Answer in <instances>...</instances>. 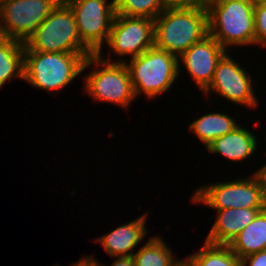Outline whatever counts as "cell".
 <instances>
[{
  "label": "cell",
  "mask_w": 266,
  "mask_h": 266,
  "mask_svg": "<svg viewBox=\"0 0 266 266\" xmlns=\"http://www.w3.org/2000/svg\"><path fill=\"white\" fill-rule=\"evenodd\" d=\"M71 266H99L98 259L95 257L94 254L91 256H82L77 262L71 264Z\"/></svg>",
  "instance_id": "d4e9b609"
},
{
  "label": "cell",
  "mask_w": 266,
  "mask_h": 266,
  "mask_svg": "<svg viewBox=\"0 0 266 266\" xmlns=\"http://www.w3.org/2000/svg\"><path fill=\"white\" fill-rule=\"evenodd\" d=\"M63 0H0L1 25L5 37L23 43Z\"/></svg>",
  "instance_id": "8fae6325"
},
{
  "label": "cell",
  "mask_w": 266,
  "mask_h": 266,
  "mask_svg": "<svg viewBox=\"0 0 266 266\" xmlns=\"http://www.w3.org/2000/svg\"><path fill=\"white\" fill-rule=\"evenodd\" d=\"M14 77L24 80V43L7 38L0 43V89Z\"/></svg>",
  "instance_id": "ac0fdd59"
},
{
  "label": "cell",
  "mask_w": 266,
  "mask_h": 266,
  "mask_svg": "<svg viewBox=\"0 0 266 266\" xmlns=\"http://www.w3.org/2000/svg\"><path fill=\"white\" fill-rule=\"evenodd\" d=\"M24 51L92 53L81 41L73 11L59 2L25 41Z\"/></svg>",
  "instance_id": "52a82bcc"
},
{
  "label": "cell",
  "mask_w": 266,
  "mask_h": 266,
  "mask_svg": "<svg viewBox=\"0 0 266 266\" xmlns=\"http://www.w3.org/2000/svg\"><path fill=\"white\" fill-rule=\"evenodd\" d=\"M127 58L135 97L154 99L167 93L179 78L178 57L155 46L138 57Z\"/></svg>",
  "instance_id": "5b68a950"
},
{
  "label": "cell",
  "mask_w": 266,
  "mask_h": 266,
  "mask_svg": "<svg viewBox=\"0 0 266 266\" xmlns=\"http://www.w3.org/2000/svg\"><path fill=\"white\" fill-rule=\"evenodd\" d=\"M254 132L242 127L241 123L232 132L215 139L205 150L226 158L230 162L239 163L250 159L260 144ZM258 141V142H257Z\"/></svg>",
  "instance_id": "5bb4252c"
},
{
  "label": "cell",
  "mask_w": 266,
  "mask_h": 266,
  "mask_svg": "<svg viewBox=\"0 0 266 266\" xmlns=\"http://www.w3.org/2000/svg\"><path fill=\"white\" fill-rule=\"evenodd\" d=\"M105 46H108L109 55L121 57L113 62L125 63L127 56L138 57L154 46V20L116 14Z\"/></svg>",
  "instance_id": "30bf717a"
},
{
  "label": "cell",
  "mask_w": 266,
  "mask_h": 266,
  "mask_svg": "<svg viewBox=\"0 0 266 266\" xmlns=\"http://www.w3.org/2000/svg\"><path fill=\"white\" fill-rule=\"evenodd\" d=\"M192 204L212 210L227 208L266 209V192L258 172L251 177L221 181L198 187L191 196Z\"/></svg>",
  "instance_id": "8992f818"
},
{
  "label": "cell",
  "mask_w": 266,
  "mask_h": 266,
  "mask_svg": "<svg viewBox=\"0 0 266 266\" xmlns=\"http://www.w3.org/2000/svg\"><path fill=\"white\" fill-rule=\"evenodd\" d=\"M116 14L154 20L164 9L163 0H115Z\"/></svg>",
  "instance_id": "44dd1931"
},
{
  "label": "cell",
  "mask_w": 266,
  "mask_h": 266,
  "mask_svg": "<svg viewBox=\"0 0 266 266\" xmlns=\"http://www.w3.org/2000/svg\"><path fill=\"white\" fill-rule=\"evenodd\" d=\"M226 52L215 38L210 34L206 35L178 57L179 77L183 70L180 69L182 65L198 89L203 92L210 85L218 61Z\"/></svg>",
  "instance_id": "7c38bea8"
},
{
  "label": "cell",
  "mask_w": 266,
  "mask_h": 266,
  "mask_svg": "<svg viewBox=\"0 0 266 266\" xmlns=\"http://www.w3.org/2000/svg\"><path fill=\"white\" fill-rule=\"evenodd\" d=\"M165 9H196L198 8V0H163Z\"/></svg>",
  "instance_id": "603a6c76"
},
{
  "label": "cell",
  "mask_w": 266,
  "mask_h": 266,
  "mask_svg": "<svg viewBox=\"0 0 266 266\" xmlns=\"http://www.w3.org/2000/svg\"><path fill=\"white\" fill-rule=\"evenodd\" d=\"M263 210L250 208L213 210L217 212L216 218L205 241L212 244L228 245Z\"/></svg>",
  "instance_id": "9a60e30c"
},
{
  "label": "cell",
  "mask_w": 266,
  "mask_h": 266,
  "mask_svg": "<svg viewBox=\"0 0 266 266\" xmlns=\"http://www.w3.org/2000/svg\"><path fill=\"white\" fill-rule=\"evenodd\" d=\"M148 213H143L135 220L129 221L97 237L95 242L103 246L104 251L111 257L132 256L137 246H140L148 233L146 227Z\"/></svg>",
  "instance_id": "4fadbf2b"
},
{
  "label": "cell",
  "mask_w": 266,
  "mask_h": 266,
  "mask_svg": "<svg viewBox=\"0 0 266 266\" xmlns=\"http://www.w3.org/2000/svg\"><path fill=\"white\" fill-rule=\"evenodd\" d=\"M90 55L93 53L24 51V81L56 95L83 72Z\"/></svg>",
  "instance_id": "6da1fadb"
},
{
  "label": "cell",
  "mask_w": 266,
  "mask_h": 266,
  "mask_svg": "<svg viewBox=\"0 0 266 266\" xmlns=\"http://www.w3.org/2000/svg\"><path fill=\"white\" fill-rule=\"evenodd\" d=\"M222 0H198V8H208L210 5Z\"/></svg>",
  "instance_id": "83f0119b"
},
{
  "label": "cell",
  "mask_w": 266,
  "mask_h": 266,
  "mask_svg": "<svg viewBox=\"0 0 266 266\" xmlns=\"http://www.w3.org/2000/svg\"><path fill=\"white\" fill-rule=\"evenodd\" d=\"M227 51L218 61L215 73L210 85L203 91L204 97H210L211 93H218L229 103L247 107V109H256L259 107V101L253 89L251 74L240 62H236ZM212 91V92H211ZM254 107V108H253Z\"/></svg>",
  "instance_id": "9c48e42d"
},
{
  "label": "cell",
  "mask_w": 266,
  "mask_h": 266,
  "mask_svg": "<svg viewBox=\"0 0 266 266\" xmlns=\"http://www.w3.org/2000/svg\"><path fill=\"white\" fill-rule=\"evenodd\" d=\"M73 11L82 43L93 53L103 52L116 15L115 0H63Z\"/></svg>",
  "instance_id": "ba28073f"
},
{
  "label": "cell",
  "mask_w": 266,
  "mask_h": 266,
  "mask_svg": "<svg viewBox=\"0 0 266 266\" xmlns=\"http://www.w3.org/2000/svg\"><path fill=\"white\" fill-rule=\"evenodd\" d=\"M206 35V8L164 9L154 19V46L177 57Z\"/></svg>",
  "instance_id": "3957f363"
},
{
  "label": "cell",
  "mask_w": 266,
  "mask_h": 266,
  "mask_svg": "<svg viewBox=\"0 0 266 266\" xmlns=\"http://www.w3.org/2000/svg\"><path fill=\"white\" fill-rule=\"evenodd\" d=\"M235 116L223 112H208L193 120L187 128L202 142L205 149L215 140L240 125Z\"/></svg>",
  "instance_id": "2e32d148"
},
{
  "label": "cell",
  "mask_w": 266,
  "mask_h": 266,
  "mask_svg": "<svg viewBox=\"0 0 266 266\" xmlns=\"http://www.w3.org/2000/svg\"><path fill=\"white\" fill-rule=\"evenodd\" d=\"M253 0H222L207 8L208 34L231 52V47H255Z\"/></svg>",
  "instance_id": "277c9868"
},
{
  "label": "cell",
  "mask_w": 266,
  "mask_h": 266,
  "mask_svg": "<svg viewBox=\"0 0 266 266\" xmlns=\"http://www.w3.org/2000/svg\"><path fill=\"white\" fill-rule=\"evenodd\" d=\"M188 257L196 266H242V260L228 245L204 241L203 246Z\"/></svg>",
  "instance_id": "ffe728a7"
},
{
  "label": "cell",
  "mask_w": 266,
  "mask_h": 266,
  "mask_svg": "<svg viewBox=\"0 0 266 266\" xmlns=\"http://www.w3.org/2000/svg\"><path fill=\"white\" fill-rule=\"evenodd\" d=\"M255 46L266 49V0L254 3Z\"/></svg>",
  "instance_id": "7402d4cb"
},
{
  "label": "cell",
  "mask_w": 266,
  "mask_h": 266,
  "mask_svg": "<svg viewBox=\"0 0 266 266\" xmlns=\"http://www.w3.org/2000/svg\"><path fill=\"white\" fill-rule=\"evenodd\" d=\"M255 172H258L259 175L261 176V178L263 180L265 192H266V163L264 165H262L261 168H258Z\"/></svg>",
  "instance_id": "f1b7e54d"
},
{
  "label": "cell",
  "mask_w": 266,
  "mask_h": 266,
  "mask_svg": "<svg viewBox=\"0 0 266 266\" xmlns=\"http://www.w3.org/2000/svg\"><path fill=\"white\" fill-rule=\"evenodd\" d=\"M173 266H196V264L186 256L185 259H177Z\"/></svg>",
  "instance_id": "4316f807"
},
{
  "label": "cell",
  "mask_w": 266,
  "mask_h": 266,
  "mask_svg": "<svg viewBox=\"0 0 266 266\" xmlns=\"http://www.w3.org/2000/svg\"><path fill=\"white\" fill-rule=\"evenodd\" d=\"M104 54H93L85 59L82 71L92 65L93 68L83 77L84 93L102 104L111 103L127 110L136 99L129 70L124 62H112L111 56Z\"/></svg>",
  "instance_id": "7a4b0ae2"
},
{
  "label": "cell",
  "mask_w": 266,
  "mask_h": 266,
  "mask_svg": "<svg viewBox=\"0 0 266 266\" xmlns=\"http://www.w3.org/2000/svg\"><path fill=\"white\" fill-rule=\"evenodd\" d=\"M115 261L111 264V266H134L133 256H117L114 257ZM99 266H105L104 264H100Z\"/></svg>",
  "instance_id": "484cf974"
},
{
  "label": "cell",
  "mask_w": 266,
  "mask_h": 266,
  "mask_svg": "<svg viewBox=\"0 0 266 266\" xmlns=\"http://www.w3.org/2000/svg\"><path fill=\"white\" fill-rule=\"evenodd\" d=\"M133 256L134 266H173L178 258L161 236L148 238Z\"/></svg>",
  "instance_id": "d6986e66"
},
{
  "label": "cell",
  "mask_w": 266,
  "mask_h": 266,
  "mask_svg": "<svg viewBox=\"0 0 266 266\" xmlns=\"http://www.w3.org/2000/svg\"><path fill=\"white\" fill-rule=\"evenodd\" d=\"M5 39H7V38L5 37V34L3 32V29H2L1 17H0V43H2Z\"/></svg>",
  "instance_id": "f546056e"
},
{
  "label": "cell",
  "mask_w": 266,
  "mask_h": 266,
  "mask_svg": "<svg viewBox=\"0 0 266 266\" xmlns=\"http://www.w3.org/2000/svg\"><path fill=\"white\" fill-rule=\"evenodd\" d=\"M230 249L243 258L266 249V209L259 212L228 244Z\"/></svg>",
  "instance_id": "e0dca14e"
},
{
  "label": "cell",
  "mask_w": 266,
  "mask_h": 266,
  "mask_svg": "<svg viewBox=\"0 0 266 266\" xmlns=\"http://www.w3.org/2000/svg\"><path fill=\"white\" fill-rule=\"evenodd\" d=\"M242 266H266V249L243 258Z\"/></svg>",
  "instance_id": "cb8c5ba5"
}]
</instances>
